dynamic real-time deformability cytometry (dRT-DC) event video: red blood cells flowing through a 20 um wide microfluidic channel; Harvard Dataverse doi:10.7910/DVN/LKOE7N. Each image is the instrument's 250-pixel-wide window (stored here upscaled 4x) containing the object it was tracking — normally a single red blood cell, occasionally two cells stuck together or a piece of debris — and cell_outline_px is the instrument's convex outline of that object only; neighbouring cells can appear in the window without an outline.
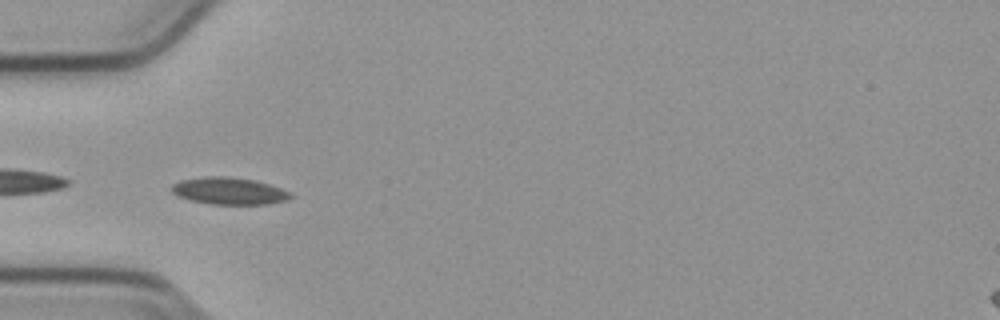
{"species": "common noctule bat (a hibernating species)", "species_latin": "Nyctalus noctula", "temperature_condition": "cold", "stored_images_in_passage": 43, "camera_frame_rate_fps": 3000, "um_per_image_px": 0.085, "animal": {"sex": "male", "body_mass_g": 23.1, "forearm_length_mm": 52.7}, "frame": {"image": 1, "passage_image": 6, "time_ms": 1.667, "image_size_px": [1000, 320], "cell_outline_px": [[292, 196], [288, 200], [268, 204], [208, 204], [188, 200], [172, 192], [172, 184], [180, 180], [204, 176], [228, 176], [256, 180], [292, 192]], "centroid_in_image_um": [19.48, 16.23], "position_along_channel_um": 65.5, "area_um2": 18.9}}
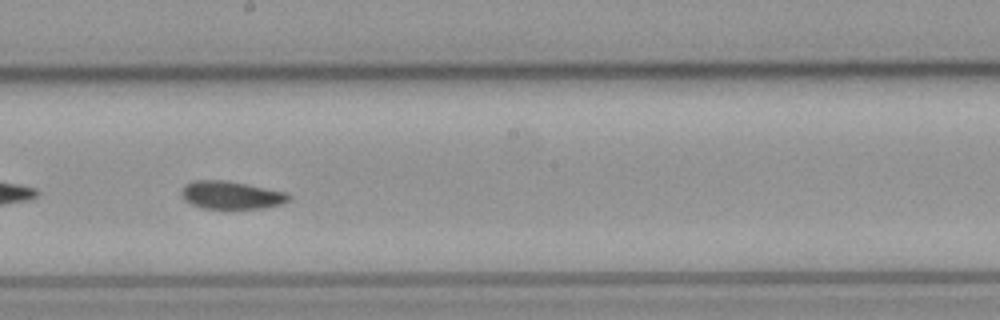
{"frame": {"image": 2, "passage_image": 19, "time_ms": 6.0, "image_size_px": [1000, 320], "cell_outline_px": [[292, 200], [280, 204], [264, 208], [228, 212], [204, 208], [192, 204], [184, 200], [180, 192], [188, 184], [196, 180], [220, 180], [244, 184], [288, 192], [292, 196]], "centroid_in_image_um": [19.71, 16.65], "position_along_channel_um": 228.5, "area_um2": 18.03}}
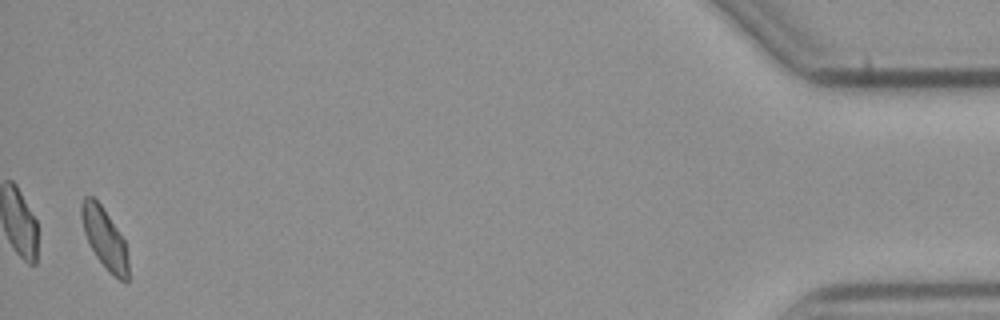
{"frame": {"image": 3, "passage_image": 42, "time_ms": 13.667, "image_size_px": [1000, 320], "cell_outline_px": [[128, 280], [120, 280], [108, 272], [96, 256], [84, 232], [80, 216], [80, 204], [84, 196], [92, 196], [100, 204], [124, 240], [128, 260]], "centroid_in_image_um": [8.86, 20.25], "position_along_channel_um": 426.3, "area_um2": 16.24}, "authors_computed_cell_mechanics": {"area_um2": 17.4556, "velocity_mm_per_s": 3.7669, "shape_relaxation_time_tau1_ms": 4.9854, "shape_relaxation_time_tau2_ms": 3.137, "deformation_change_tau1": 0.108, "deformation_change_tau2": 0.0683}}